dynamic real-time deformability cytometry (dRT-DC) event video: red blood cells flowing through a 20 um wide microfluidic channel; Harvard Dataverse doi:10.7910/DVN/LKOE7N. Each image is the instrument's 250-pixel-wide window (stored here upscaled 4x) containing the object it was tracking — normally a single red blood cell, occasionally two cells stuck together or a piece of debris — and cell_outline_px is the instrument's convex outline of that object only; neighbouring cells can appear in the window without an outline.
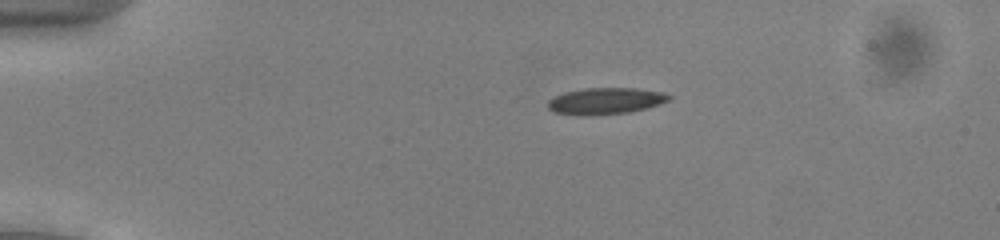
{"species": "common noctule bat (a hibernating species)", "species_latin": "Nyctalus noctula", "temperature_condition": "cold", "stored_images_in_passage": 43, "camera_frame_rate_fps": 3000, "um_per_image_px": 0.085, "animal": {"sex": "male", "body_mass_g": 13.0, "forearm_length_mm": 53.1}, "frame": {"image": 1, "passage_image": 1, "time_ms": 0.0, "image_size_px": [1000, 240], "cell_outline_px": [[672, 96], [668, 100], [660, 104], [648, 108], [628, 112], [588, 116], [580, 116], [556, 112], [548, 108], [548, 100], [564, 92], [584, 88], [636, 88], [664, 92]], "centroid_in_image_um": [51.48, 8.58], "position_along_channel_um": 33.5, "area_um2": 18.79}}
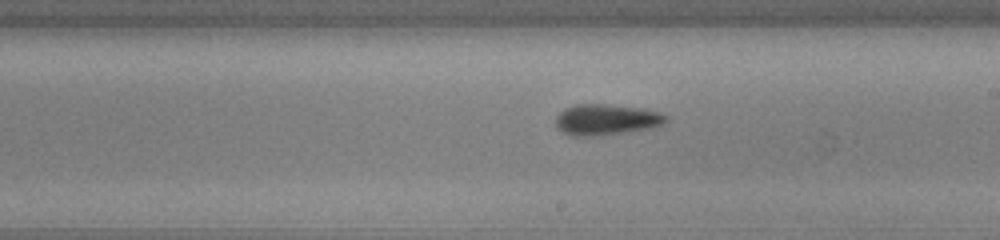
{"frame": {"image": 2, "passage_image": 21, "time_ms": 6.667, "image_size_px": [1000, 240], "cell_outline_px": [[668, 120], [664, 124], [652, 128], [592, 136], [572, 136], [556, 128], [556, 116], [564, 108], [576, 104], [604, 104], [640, 108], [660, 112], [668, 116]], "centroid_in_image_um": [51.53, 10.16], "position_along_channel_um": 237.5, "area_um2": 19.83}}
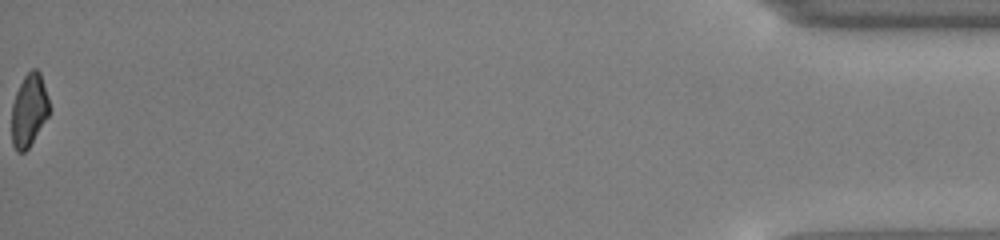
{"frame": {"image": 3, "passage_image": 43, "time_ms": 14.0, "image_size_px": [1000, 240], "cell_outline_px": [[48, 116], [28, 148], [24, 152], [16, 152], [12, 144], [12, 104], [16, 92], [24, 76], [32, 68], [36, 68], [40, 72], [48, 96]], "centroid_in_image_um": [2.45, 9.36], "position_along_channel_um": 432.7, "area_um2": 15.78}, "authors_computed_cell_mechanics": {"area_um2": 18.4382, "velocity_mm_per_s": 3.9379, "shape_relaxation_time_tau1_ms": 3.3331, "shape_relaxation_time_tau2_ms": 5.8104, "deformation_change_tau1": 0.1101, "deformation_change_tau2": 0.1435}}